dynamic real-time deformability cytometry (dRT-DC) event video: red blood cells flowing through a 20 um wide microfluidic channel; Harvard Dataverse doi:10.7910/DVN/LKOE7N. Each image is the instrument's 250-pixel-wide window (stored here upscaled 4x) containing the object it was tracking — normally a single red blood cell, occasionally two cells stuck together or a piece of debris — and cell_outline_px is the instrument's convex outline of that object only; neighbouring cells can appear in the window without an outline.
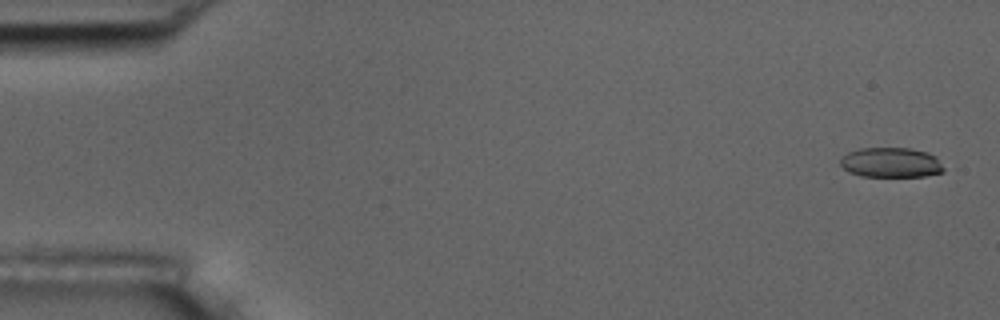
{"species": "common noctule bat (a hibernating species)", "species_latin": "Nyctalus noctula", "temperature_condition": "room temperature", "stored_images_in_passage": 5, "camera_frame_rate_fps": 3000, "um_per_image_px": 0.085, "animal": {"sex": "male", "body_mass_g": 17.5, "forearm_length_mm": 52.3}, "frame": {"image": 1, "passage_image": 1, "time_ms": 0.0, "image_size_px": [1000, 320], "cell_outline_px": [[944, 172], [924, 176], [860, 176], [848, 172], [840, 164], [840, 160], [848, 152], [860, 148], [908, 148], [928, 152], [936, 156], [944, 168]], "centroid_in_image_um": [75.74, 13.81], "position_along_channel_um": 9.3, "area_um2": 18.03}}
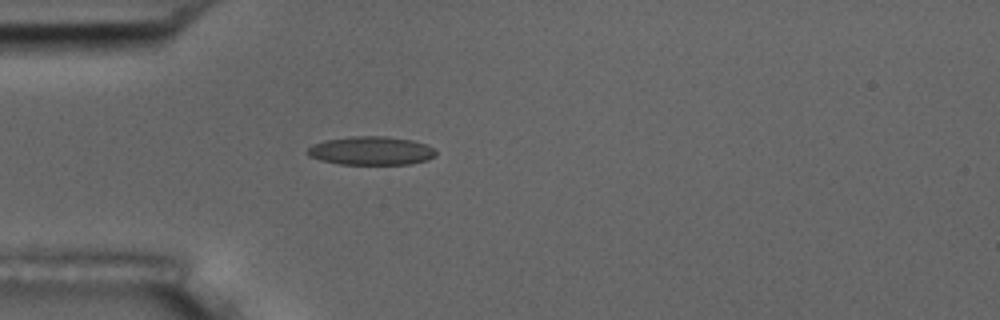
{"frame": {"image": 2, "passage_image": 5, "time_ms": 4.667, "image_size_px": [1000, 320], "cell_outline_px": [[436, 156], [428, 160], [408, 164], [340, 164], [320, 160], [308, 156], [304, 152], [312, 144], [324, 140], [352, 136], [388, 136], [412, 140], [428, 144], [436, 152]], "centroid_in_image_um": [31.53, 12.81], "position_along_channel_um": 53.5, "area_um2": 21.62}}